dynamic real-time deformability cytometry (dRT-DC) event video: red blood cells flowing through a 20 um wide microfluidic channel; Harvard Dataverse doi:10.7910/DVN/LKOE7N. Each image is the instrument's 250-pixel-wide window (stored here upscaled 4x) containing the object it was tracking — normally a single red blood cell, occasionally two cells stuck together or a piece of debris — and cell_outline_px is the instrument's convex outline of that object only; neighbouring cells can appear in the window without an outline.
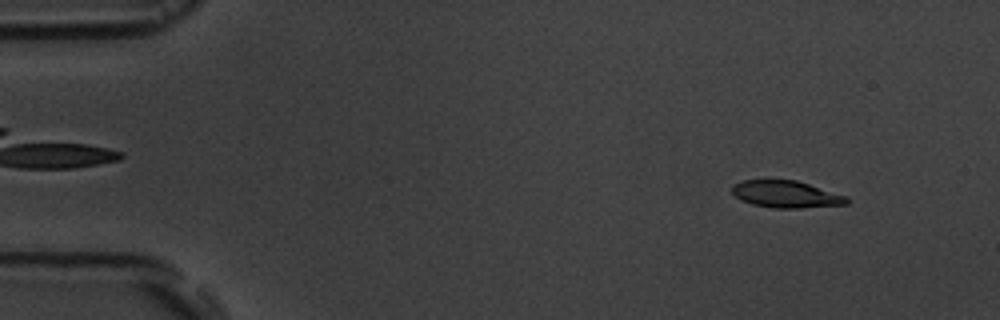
{"species": "common noctule bat (a hibernating species)", "species_latin": "Nyctalus noctula", "temperature_condition": "room temperature", "stored_images_in_passage": 3, "camera_frame_rate_fps": 3000, "um_per_image_px": 0.085, "animal": {"sex": "male", "body_mass_g": 19.5, "forearm_length_mm": 54.6}, "frame": {"image": 1, "passage_image": 1, "time_ms": 0.0, "image_size_px": [1000, 320], "cell_outline_px": [[852, 200], [848, 204], [800, 208], [772, 208], [752, 204], [740, 200], [732, 192], [732, 184], [744, 180], [796, 180], [848, 196]], "centroid_in_image_um": [66.85, 16.52], "position_along_channel_um": 18.2, "area_um2": 18.21}}